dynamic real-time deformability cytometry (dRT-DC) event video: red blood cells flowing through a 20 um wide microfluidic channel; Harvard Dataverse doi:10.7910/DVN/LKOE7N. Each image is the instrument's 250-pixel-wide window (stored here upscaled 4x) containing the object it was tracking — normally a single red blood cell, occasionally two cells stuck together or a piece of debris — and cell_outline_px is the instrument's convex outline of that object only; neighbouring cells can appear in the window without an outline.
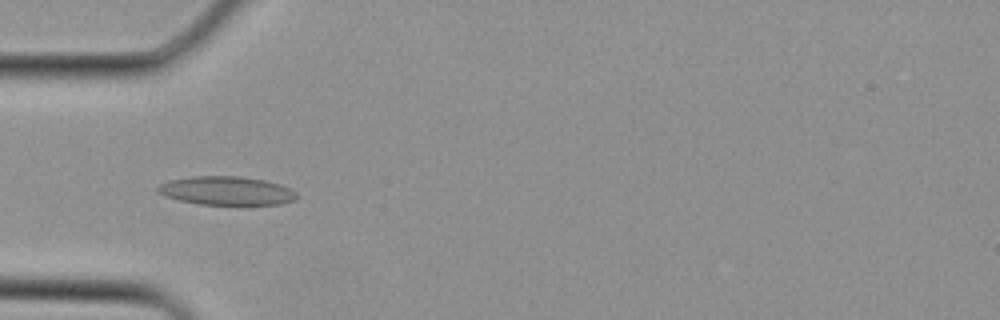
{"species": "Egyptian fruit bat (a non-hibernating species)", "species_latin": "Rousettus aegyptiacus", "temperature_condition": "cold", "stored_images_in_passage": 1, "camera_frame_rate_fps": 3000, "um_per_image_px": 0.085, "animal": {"sex": "female"}, "frame": {"image": 1, "passage_image": 1, "time_ms": 0.0, "image_size_px": [1000, 320], "cell_outline_px": [[296, 200], [280, 204], [200, 204], [180, 200], [164, 196], [156, 192], [156, 188], [160, 184], [168, 180], [192, 176], [240, 176], [264, 180], [280, 184], [296, 192]], "centroid_in_image_um": [19.21, 16.2], "position_along_channel_um": 65.8, "area_um2": 23.12}}